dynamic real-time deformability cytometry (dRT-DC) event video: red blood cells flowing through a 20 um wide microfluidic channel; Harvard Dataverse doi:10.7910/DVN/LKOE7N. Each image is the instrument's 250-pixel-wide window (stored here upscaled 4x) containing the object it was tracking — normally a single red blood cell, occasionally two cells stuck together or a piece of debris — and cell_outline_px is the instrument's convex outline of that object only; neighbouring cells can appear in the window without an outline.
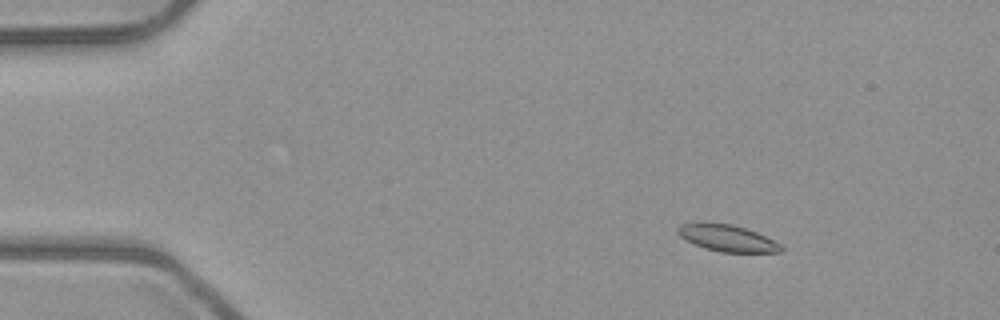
{"species": "common noctule bat (a hibernating species)", "species_latin": "Nyctalus noctula", "temperature_condition": "room temperature", "stored_images_in_passage": 53, "camera_frame_rate_fps": 3000, "um_per_image_px": 0.085, "animal": {"sex": "male", "body_mass_g": 23.1, "forearm_length_mm": 52.7}, "frame": {"image": 1, "passage_image": 8, "time_ms": 2.333, "image_size_px": [1000, 320], "cell_outline_px": [[784, 248], [780, 252], [720, 252], [704, 248], [680, 236], [676, 232], [676, 228], [680, 224], [732, 224], [756, 232], [780, 244]], "centroid_in_image_um": [61.83, 20.26], "position_along_channel_um": 23.2, "area_um2": 15.49}}
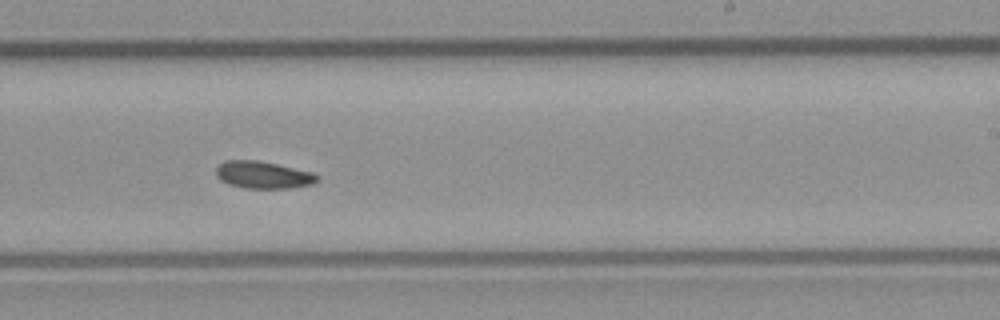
{"frame": {"image": 2, "passage_image": 33, "time_ms": 10.667, "image_size_px": [1000, 320], "cell_outline_px": [[320, 176], [312, 184], [292, 188], [244, 188], [228, 184], [220, 180], [216, 176], [216, 168], [224, 160], [256, 160], [276, 164], [312, 172]], "centroid_in_image_um": [22.34, 14.87], "position_along_channel_um": 266.7, "area_um2": 16.01}}
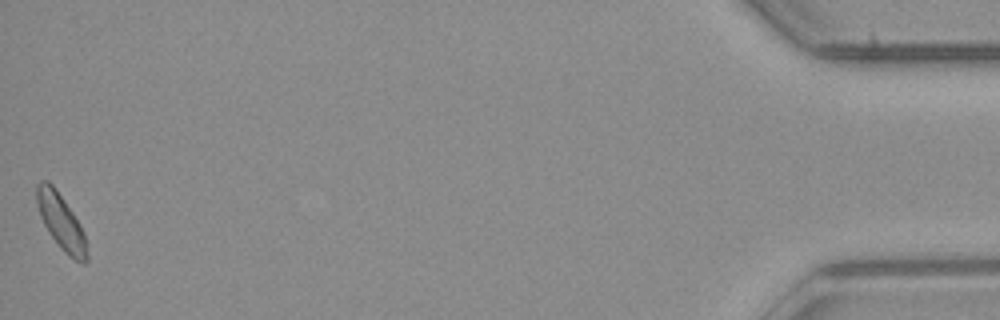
{"frame": {"image": 3, "passage_image": 53, "time_ms": 17.333, "image_size_px": [1000, 320], "cell_outline_px": [[88, 260], [84, 264], [68, 256], [60, 248], [48, 232], [40, 216], [36, 200], [36, 184], [40, 180], [48, 180], [52, 184], [72, 212], [80, 224], [84, 232], [88, 256]], "centroid_in_image_um": [5.18, 18.87], "position_along_channel_um": 430.0, "area_um2": 16.18}, "authors_computed_cell_mechanics": {"area_um2": 16.184, "velocity_mm_per_s": 3.957, "shape_relaxation_time_tau1_ms": 10.436, "shape_relaxation_time_tau2_ms": null, "deformation_change_tau1": 0.1363, "deformation_change_tau2": null}}